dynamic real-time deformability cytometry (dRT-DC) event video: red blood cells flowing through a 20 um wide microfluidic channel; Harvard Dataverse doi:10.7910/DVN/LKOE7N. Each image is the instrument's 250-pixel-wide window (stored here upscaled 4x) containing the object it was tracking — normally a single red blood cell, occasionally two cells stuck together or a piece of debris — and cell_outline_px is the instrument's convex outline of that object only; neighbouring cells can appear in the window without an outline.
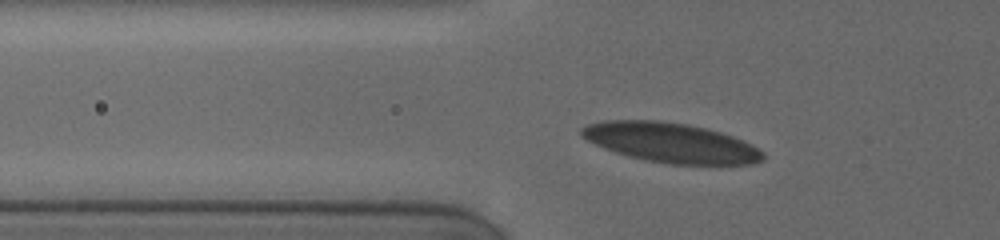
{"species": "human", "species_latin": "Homo sapiens", "temperature_condition": "cold", "stored_images_in_passage": 6, "camera_frame_rate_fps": 3000, "um_per_image_px": 0.085, "donor": {"sex": "female"}, "frame": {"image": 1, "passage_image": 2, "time_ms": 0.333, "image_size_px": [1000, 240], "cell_outline_px": [[764, 160], [752, 164], [668, 164], [644, 160], [628, 156], [604, 148], [580, 136], [580, 128], [588, 124], [600, 120], [660, 120], [688, 124], [708, 128], [744, 140], [752, 144], [764, 152]], "centroid_in_image_um": [57.02, 12.12], "position_along_channel_um": 68.8, "area_um2": 42.25}}